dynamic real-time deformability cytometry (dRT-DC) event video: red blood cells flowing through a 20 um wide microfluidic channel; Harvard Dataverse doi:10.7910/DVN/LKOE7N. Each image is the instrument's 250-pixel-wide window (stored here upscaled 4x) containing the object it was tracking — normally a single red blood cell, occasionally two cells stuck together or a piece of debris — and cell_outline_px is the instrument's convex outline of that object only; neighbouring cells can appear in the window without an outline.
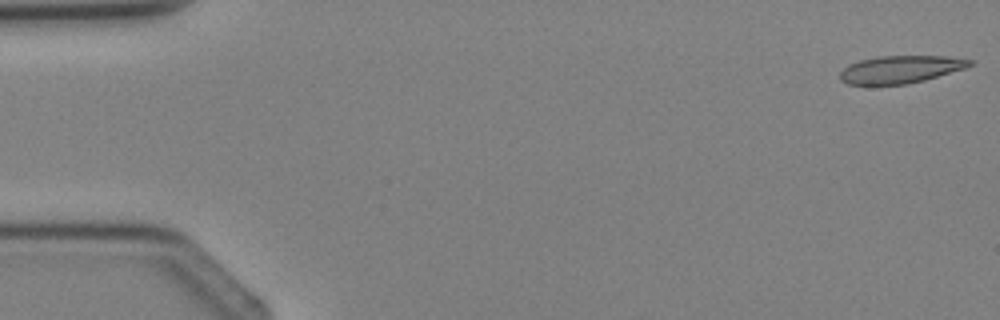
{"species": "Egyptian fruit bat (a non-hibernating species)", "species_latin": "Rousettus aegyptiacus", "temperature_condition": "cold", "stored_images_in_passage": 5, "camera_frame_rate_fps": 3000, "um_per_image_px": 0.085, "animal": {"sex": "female"}, "frame": {"image": 1, "passage_image": 1, "time_ms": 0.0, "image_size_px": [1000, 320], "cell_outline_px": [[972, 64], [964, 68], [924, 80], [908, 84], [848, 84], [840, 80], [840, 72], [848, 64], [860, 60], [880, 56], [948, 56], [972, 60]], "centroid_in_image_um": [76.52, 5.89], "position_along_channel_um": 8.5, "area_um2": 20.58}}
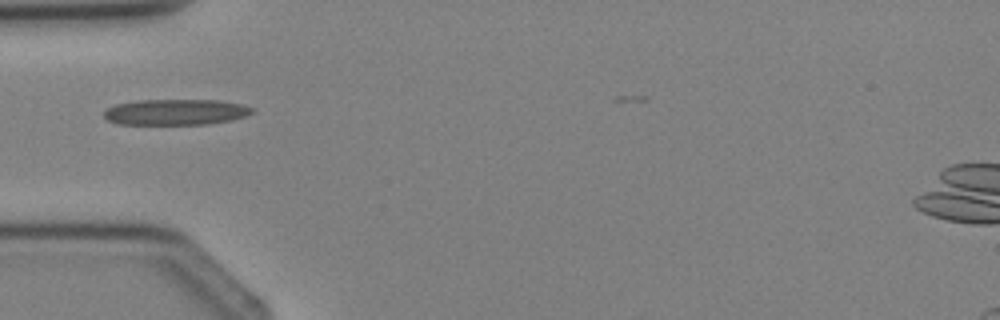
{"frame": {"image": 2, "passage_image": 4, "time_ms": 3.667, "image_size_px": [1000, 320], "cell_outline_px": [[256, 112], [232, 120], [208, 124], [116, 124], [108, 120], [104, 116], [104, 112], [108, 108], [116, 104], [136, 100], [220, 100], [240, 104], [256, 108]], "centroid_in_image_um": [14.97, 9.52], "position_along_channel_um": 70.0, "area_um2": 22.43}}